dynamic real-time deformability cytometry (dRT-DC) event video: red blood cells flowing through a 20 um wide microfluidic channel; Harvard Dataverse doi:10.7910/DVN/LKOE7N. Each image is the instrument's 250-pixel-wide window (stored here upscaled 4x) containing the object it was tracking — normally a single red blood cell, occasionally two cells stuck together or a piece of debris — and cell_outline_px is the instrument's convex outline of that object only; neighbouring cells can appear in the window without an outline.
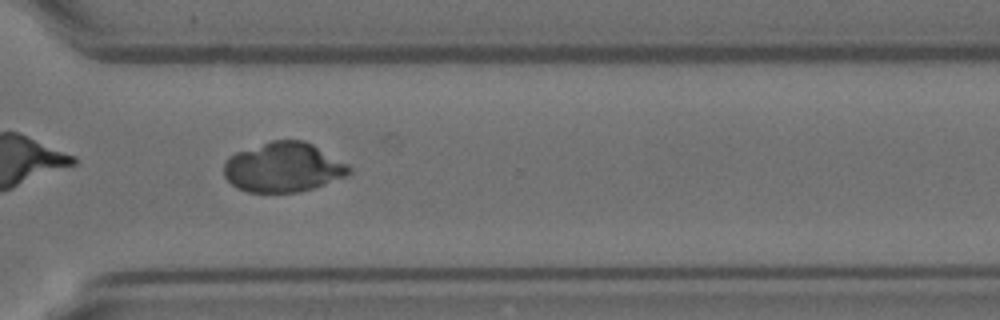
{"species": "Egyptian fruit bat (a non-hibernating species)", "species_latin": "Rousettus aegyptiacus", "temperature_condition": "room temperature", "stored_images_in_passage": 28, "camera_frame_rate_fps": 3000, "um_per_image_px": 0.085, "animal": {"sex": "female"}, "frame": {"image": 1, "passage_image": 25, "time_ms": 8.0, "image_size_px": [1000, 320], "cell_outline_px": [[352, 172], [348, 176], [312, 188], [296, 192], [248, 192], [236, 188], [224, 176], [224, 164], [236, 152], [272, 140], [304, 140], [312, 144], [348, 164], [352, 168]], "centroid_in_image_um": [24.1, 14.22], "position_along_channel_um": 346.5, "area_um2": 36.07}}